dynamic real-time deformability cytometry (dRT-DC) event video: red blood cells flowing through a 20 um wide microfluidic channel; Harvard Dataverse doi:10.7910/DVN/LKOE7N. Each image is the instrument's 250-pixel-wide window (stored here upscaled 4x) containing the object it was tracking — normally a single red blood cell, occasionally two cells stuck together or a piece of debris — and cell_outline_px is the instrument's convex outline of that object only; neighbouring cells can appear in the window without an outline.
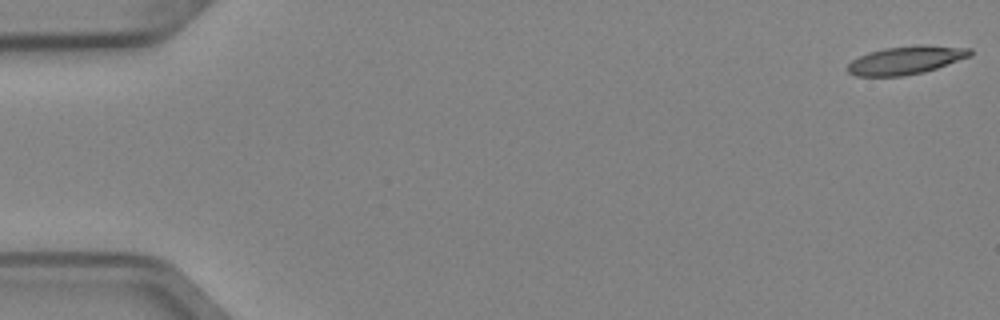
{"species": "Egyptian fruit bat (a non-hibernating species)", "species_latin": "Rousettus aegyptiacus", "temperature_condition": "cold", "stored_images_in_passage": 52, "camera_frame_rate_fps": 3000, "um_per_image_px": 0.085, "animal": {"sex": "female"}, "frame": {"image": 1, "passage_image": 1, "time_ms": 0.0, "image_size_px": [1000, 320], "cell_outline_px": [[972, 56], [924, 72], [900, 76], [856, 76], [848, 72], [844, 68], [852, 60], [868, 52], [884, 48], [920, 44], [924, 44], [972, 48]], "centroid_in_image_um": [77.01, 5.1], "position_along_channel_um": 8.0, "area_um2": 20.35}}
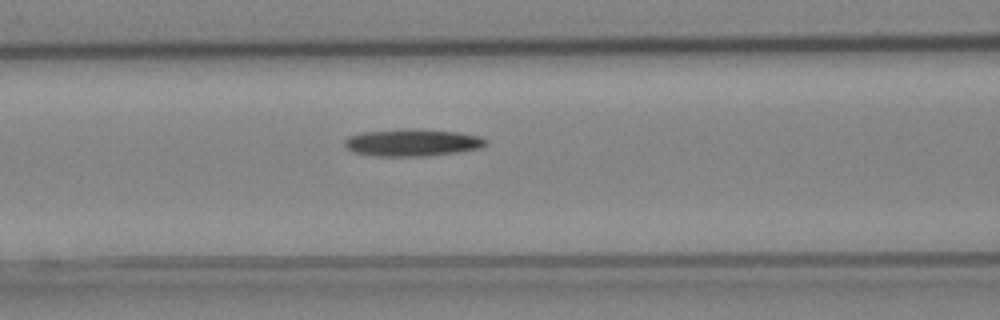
{"frame": {"image": 2, "passage_image": 22, "time_ms": 7.0, "image_size_px": [1000, 320], "cell_outline_px": [[484, 144], [480, 148], [456, 152], [424, 156], [376, 156], [356, 152], [348, 148], [344, 144], [344, 140], [348, 136], [364, 132], [412, 128], [456, 132], [480, 136], [484, 140]], "centroid_in_image_um": [35.01, 12.11], "position_along_channel_um": 131.6, "area_um2": 21.96}}
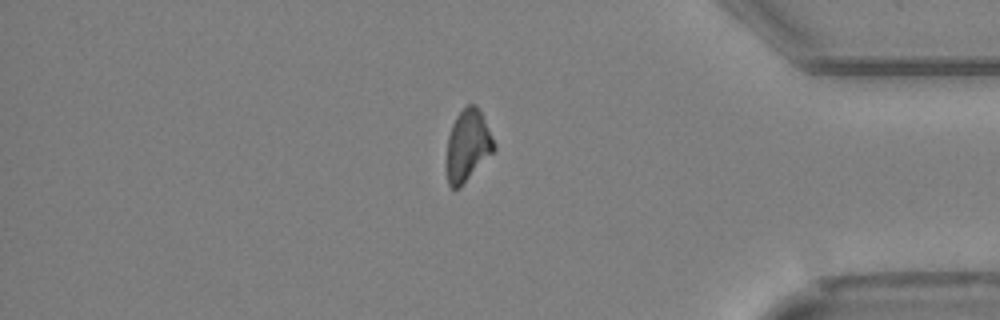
{"frame": {"image": 3, "passage_image": 44, "time_ms": 14.333, "image_size_px": [1000, 320], "cell_outline_px": [[496, 148], [460, 188], [452, 188], [448, 184], [448, 136], [452, 124], [456, 116], [468, 104], [476, 104], [496, 144]], "centroid_in_image_um": [39.77, 12.36], "position_along_channel_um": 395.4, "area_um2": 19.25}, "authors_computed_cell_mechanics": {"area_um2": 20.5768, "velocity_mm_per_s": 3.9638, "shape_relaxation_time_tau1_ms": 9.2302, "shape_relaxation_time_tau2_ms": null, "deformation_change_tau1": 0.2042, "deformation_change_tau2": null}}